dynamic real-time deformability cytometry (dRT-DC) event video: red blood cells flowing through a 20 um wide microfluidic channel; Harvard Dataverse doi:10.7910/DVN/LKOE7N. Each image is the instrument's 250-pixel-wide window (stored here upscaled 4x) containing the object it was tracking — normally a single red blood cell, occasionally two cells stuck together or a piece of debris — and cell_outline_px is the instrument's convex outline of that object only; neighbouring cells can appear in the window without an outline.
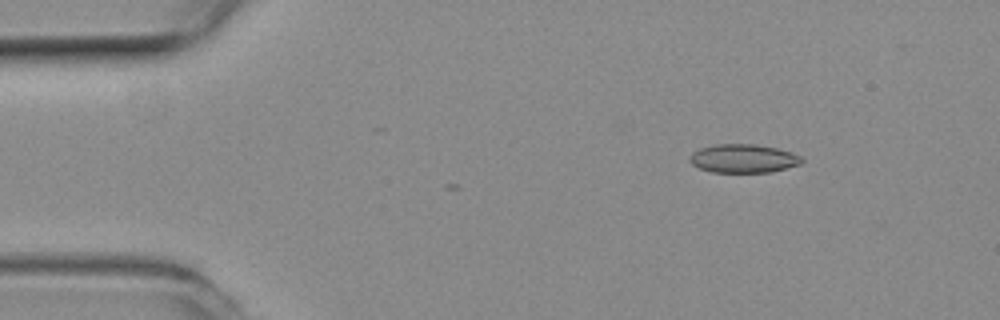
{"species": "common noctule bat (a hibernating species)", "species_latin": "Nyctalus noctula", "temperature_condition": "room temperature", "stored_images_in_passage": 10, "camera_frame_rate_fps": 3000, "um_per_image_px": 0.085, "animal": {"sex": "female", "body_mass_g": 19.3, "forearm_length_mm": 54.1}, "frame": {"image": 1, "passage_image": 7, "time_ms": 2.0, "image_size_px": [1000, 320], "cell_outline_px": [[804, 160], [800, 164], [772, 172], [712, 172], [700, 168], [692, 164], [688, 160], [692, 152], [700, 148], [716, 144], [756, 144], [776, 148], [792, 152], [800, 156]], "centroid_in_image_um": [63.18, 13.47], "position_along_channel_um": 21.8, "area_um2": 18.67}}